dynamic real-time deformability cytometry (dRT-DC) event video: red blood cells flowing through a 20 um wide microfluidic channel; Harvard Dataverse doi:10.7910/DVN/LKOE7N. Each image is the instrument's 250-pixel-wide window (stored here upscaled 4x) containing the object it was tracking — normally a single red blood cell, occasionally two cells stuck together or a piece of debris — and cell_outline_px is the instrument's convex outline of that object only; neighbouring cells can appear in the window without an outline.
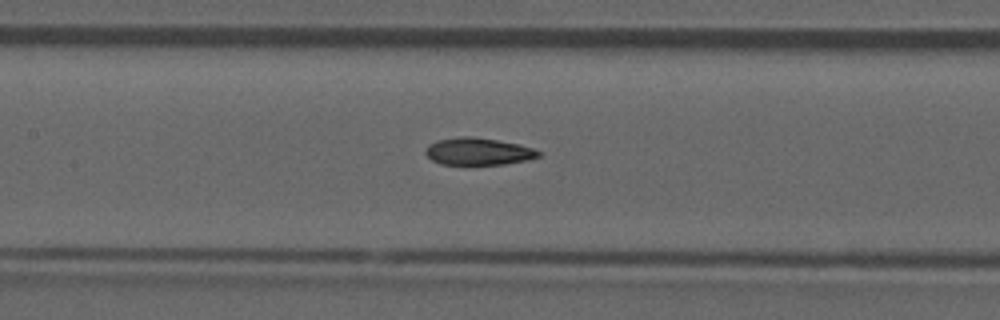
{"species": "common noctule bat (a hibernating species)", "species_latin": "Nyctalus noctula", "temperature_condition": "room temperature", "stored_images_in_passage": 50, "camera_frame_rate_fps": 3000, "um_per_image_px": 0.085, "animal": {"sex": "male", "forearm_length_mm": 52.5}, "frame": {"image": 1, "passage_image": 22, "time_ms": 7.0, "image_size_px": [1000, 320], "cell_outline_px": [[540, 156], [528, 160], [504, 164], [440, 164], [432, 160], [424, 152], [424, 148], [428, 144], [436, 140], [460, 136], [472, 136], [520, 144], [532, 148], [540, 152]], "centroid_in_image_um": [40.61, 12.86], "position_along_channel_um": 166.8, "area_um2": 17.98}, "authors_computed_cell_mechanics": {"area_um2": 18.5249, "velocity_mm_per_s": 3.9488, "shape_relaxation_time_tau1_ms": null, "shape_relaxation_time_tau2_ms": 3.4003, "deformation_change_tau1": null, "deformation_change_tau2": 0.1039}}